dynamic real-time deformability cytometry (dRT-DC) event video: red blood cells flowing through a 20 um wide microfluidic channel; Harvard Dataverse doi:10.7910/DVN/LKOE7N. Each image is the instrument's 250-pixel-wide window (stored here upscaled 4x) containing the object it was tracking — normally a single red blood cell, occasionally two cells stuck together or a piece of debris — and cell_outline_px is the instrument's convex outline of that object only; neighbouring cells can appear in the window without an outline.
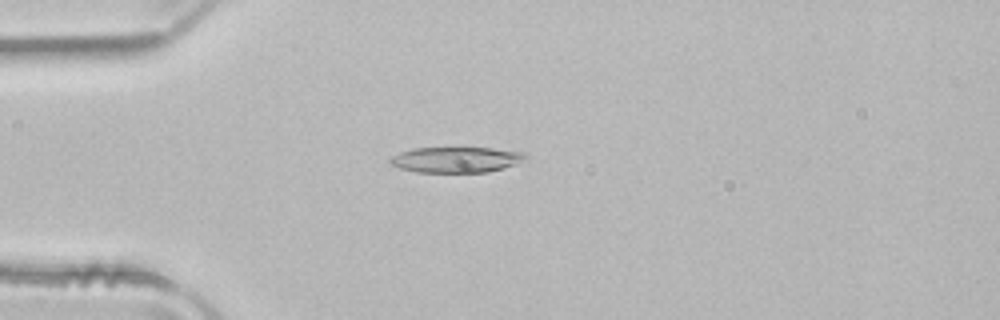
{"species": "common noctule bat (a hibernating species)", "species_latin": "Nyctalus noctula", "temperature_condition": "room temperature", "stored_images_in_passage": 51, "camera_frame_rate_fps": 3000, "um_per_image_px": 0.085, "animal": {"sex": "male", "body_mass_g": 21.5, "forearm_length_mm": 52.0}, "frame": {"image": 1, "passage_image": 13, "time_ms": 4.0, "image_size_px": [1000, 320], "cell_outline_px": [[528, 156], [516, 164], [504, 168], [488, 172], [416, 172], [400, 168], [392, 164], [388, 160], [392, 156], [400, 152], [412, 148], [492, 148], [524, 152]], "centroid_in_image_um": [38.77, 13.57], "position_along_channel_um": 46.2, "area_um2": 20.17}}
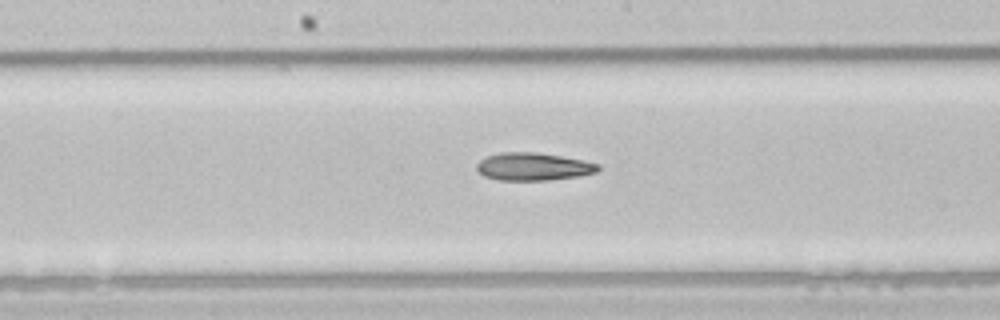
{"frame": {"image": 2, "passage_image": 26, "time_ms": 8.333, "image_size_px": [1000, 320], "cell_outline_px": [[600, 168], [596, 172], [580, 176], [548, 180], [500, 180], [484, 176], [476, 168], [476, 164], [480, 160], [488, 156], [500, 152], [536, 152], [584, 160], [600, 164]], "centroid_in_image_um": [45.34, 14.16], "position_along_channel_um": 202.9, "area_um2": 19.59}}
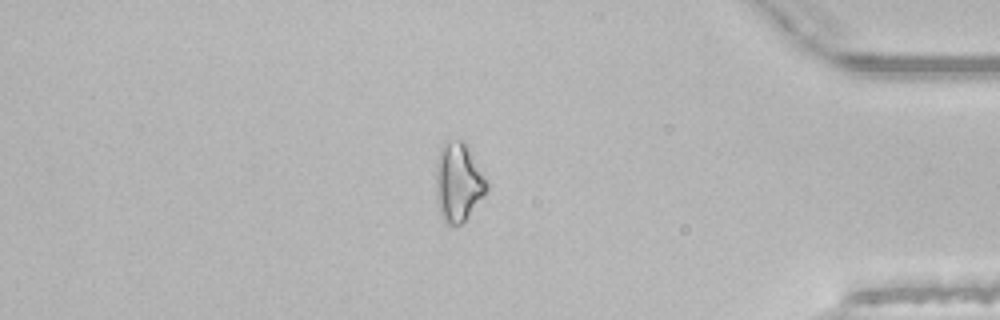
{"frame": {"image": 3, "passage_image": 43, "time_ms": 14.0, "image_size_px": [1000, 320], "cell_outline_px": [[488, 188], [468, 216], [460, 224], [448, 224], [444, 220], [440, 212], [436, 196], [436, 164], [440, 148], [444, 140], [464, 140], [488, 180]], "centroid_in_image_um": [38.95, 15.42], "position_along_channel_um": 396.2, "area_um2": 23.24}}